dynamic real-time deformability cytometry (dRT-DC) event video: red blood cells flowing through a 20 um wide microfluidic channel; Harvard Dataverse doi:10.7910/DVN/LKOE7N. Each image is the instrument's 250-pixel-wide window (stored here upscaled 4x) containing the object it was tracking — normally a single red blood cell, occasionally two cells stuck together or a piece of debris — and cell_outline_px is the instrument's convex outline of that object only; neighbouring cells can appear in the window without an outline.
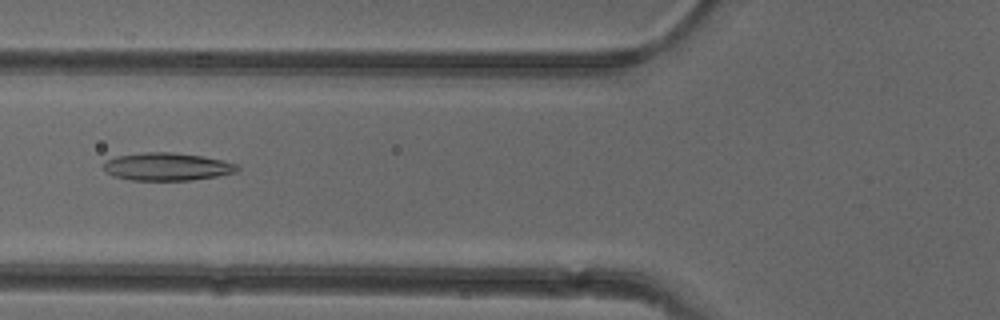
{"species": "common noctule bat (a hibernating species)", "species_latin": "Nyctalus noctula", "temperature_condition": "cold", "stored_images_in_passage": 51, "camera_frame_rate_fps": 3000, "um_per_image_px": 0.085, "animal": {"sex": "female"}, "frame": {"image": 1, "passage_image": 19, "time_ms": 6.0, "image_size_px": [1000, 320], "cell_outline_px": [[240, 168], [236, 172], [216, 176], [192, 180], [132, 180], [112, 176], [100, 164], [104, 160], [116, 156], [140, 152], [172, 152], [204, 156], [224, 160], [240, 164]], "centroid_in_image_um": [14.2, 14.15], "position_along_channel_um": 111.6, "area_um2": 22.02}}
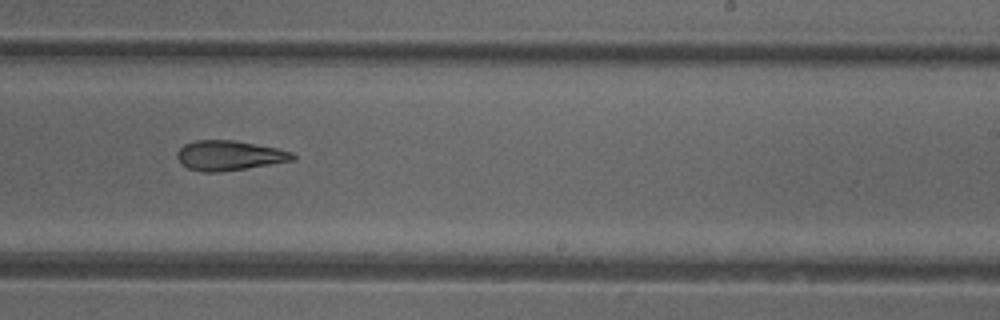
{"frame": {"image": 2, "passage_image": 31, "time_ms": 10.0, "image_size_px": [1000, 320], "cell_outline_px": [[296, 160], [220, 172], [200, 172], [188, 168], [180, 164], [176, 156], [176, 152], [184, 144], [196, 140], [236, 140], [276, 148], [292, 152], [296, 156]], "centroid_in_image_um": [19.45, 13.22], "position_along_channel_um": 269.5, "area_um2": 20.23}}
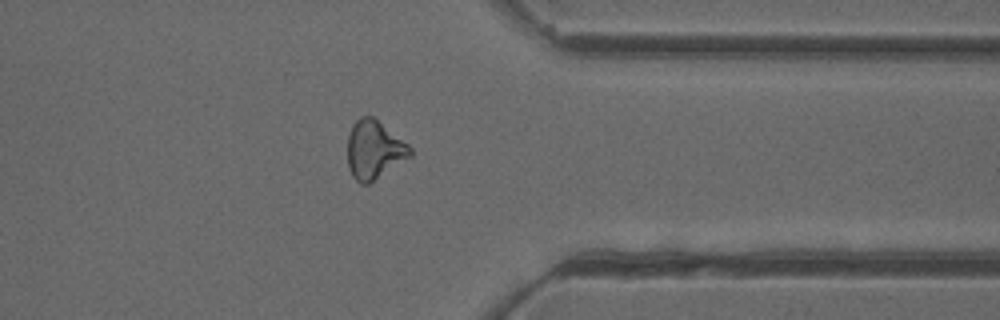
{"frame": {"image": 3, "passage_image": 40, "time_ms": 13.0, "image_size_px": [1000, 320], "cell_outline_px": [[412, 156], [368, 184], [360, 184], [352, 176], [348, 168], [348, 136], [352, 124], [360, 116], [372, 116], [408, 144], [412, 148]], "centroid_in_image_um": [31.79, 12.74], "position_along_channel_um": 379.6, "area_um2": 21.27}, "authors_computed_cell_mechanics": {"area_um2": 21.386, "velocity_mm_per_s": 3.9439, "shape_relaxation_time_tau1_ms": 10.2657, "shape_relaxation_time_tau2_ms": 6.5378, "deformation_change_tau1": 0.2197, "deformation_change_tau2": 0.1653}}